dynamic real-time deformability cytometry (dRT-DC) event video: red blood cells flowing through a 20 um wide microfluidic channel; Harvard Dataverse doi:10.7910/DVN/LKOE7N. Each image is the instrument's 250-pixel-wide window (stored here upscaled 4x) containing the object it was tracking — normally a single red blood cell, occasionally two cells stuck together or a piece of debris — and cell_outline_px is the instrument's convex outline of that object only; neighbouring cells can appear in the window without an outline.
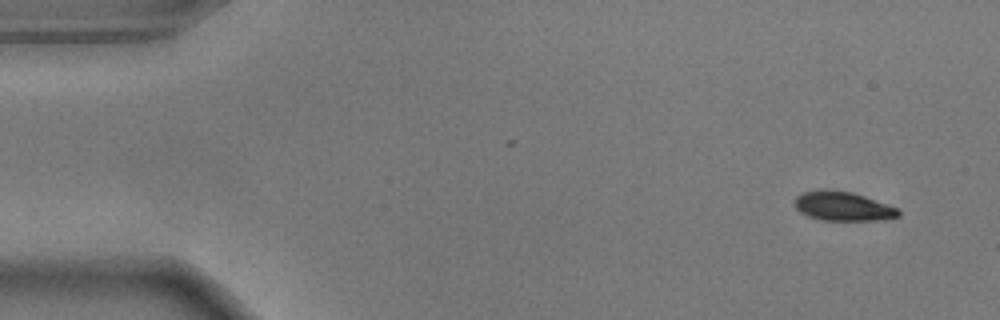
{"species": "common noctule bat (a hibernating species)", "species_latin": "Nyctalus noctula", "temperature_condition": "warm", "stored_images_in_passage": 8, "camera_frame_rate_fps": 3000, "um_per_image_px": 0.085, "animal": {"sex": "male", "body_mass_g": 17.9}, "frame": {"image": 1, "passage_image": 1, "time_ms": 0.0, "image_size_px": [1000, 320], "cell_outline_px": [[900, 216], [876, 220], [820, 220], [808, 216], [800, 212], [792, 204], [792, 200], [796, 196], [804, 192], [816, 188], [828, 188], [852, 192], [864, 196], [896, 208], [900, 212]], "centroid_in_image_um": [71.53, 17.5], "position_along_channel_um": 13.5, "area_um2": 17.86}}